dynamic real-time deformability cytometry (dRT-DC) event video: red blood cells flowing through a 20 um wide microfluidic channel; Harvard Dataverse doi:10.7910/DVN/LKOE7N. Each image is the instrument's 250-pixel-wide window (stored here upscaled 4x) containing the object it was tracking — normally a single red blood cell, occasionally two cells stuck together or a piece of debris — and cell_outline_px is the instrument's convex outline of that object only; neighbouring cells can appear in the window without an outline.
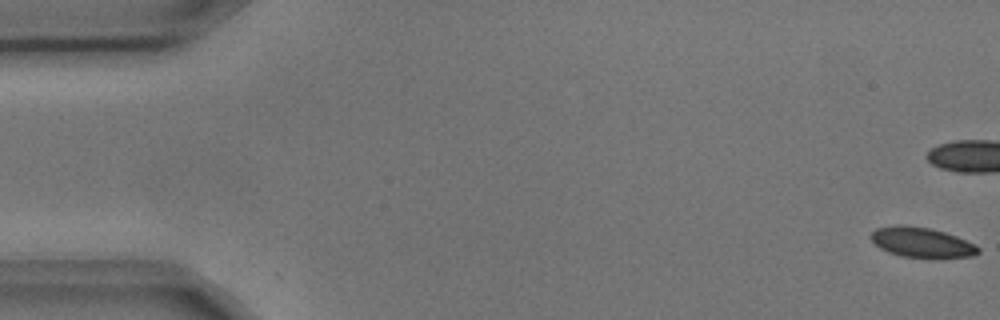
{"species": "common noctule bat (a hibernating species)", "species_latin": "Nyctalus noctula", "temperature_condition": "cold", "stored_images_in_passage": 7, "camera_frame_rate_fps": 3000, "um_per_image_px": 0.085, "animal": {"sex": "male", "body_mass_g": 17.9, "forearm_length_mm": 54.2}, "frame": {"image": 1, "passage_image": 1, "time_ms": 0.0, "image_size_px": [1000, 320], "cell_outline_px": [[980, 252], [972, 256], [900, 256], [888, 252], [880, 248], [872, 240], [872, 232], [876, 228], [896, 224], [904, 224], [928, 228], [944, 232], [956, 236], [976, 244], [980, 248]], "centroid_in_image_um": [78.33, 20.57], "position_along_channel_um": 6.7, "area_um2": 18.32}}
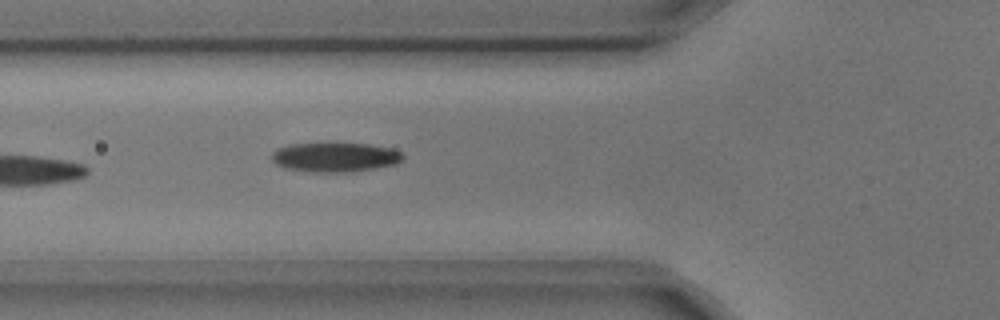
{"frame": {"image": 2, "passage_image": 7, "time_ms": 2.0, "image_size_px": [1000, 320], "cell_outline_px": [[404, 160], [396, 164], [372, 168], [344, 172], [316, 172], [284, 168], [276, 164], [272, 160], [272, 152], [276, 148], [288, 144], [368, 144], [392, 148], [404, 152]], "centroid_in_image_um": [28.49, 13.36], "position_along_channel_um": 97.3, "area_um2": 22.37}}